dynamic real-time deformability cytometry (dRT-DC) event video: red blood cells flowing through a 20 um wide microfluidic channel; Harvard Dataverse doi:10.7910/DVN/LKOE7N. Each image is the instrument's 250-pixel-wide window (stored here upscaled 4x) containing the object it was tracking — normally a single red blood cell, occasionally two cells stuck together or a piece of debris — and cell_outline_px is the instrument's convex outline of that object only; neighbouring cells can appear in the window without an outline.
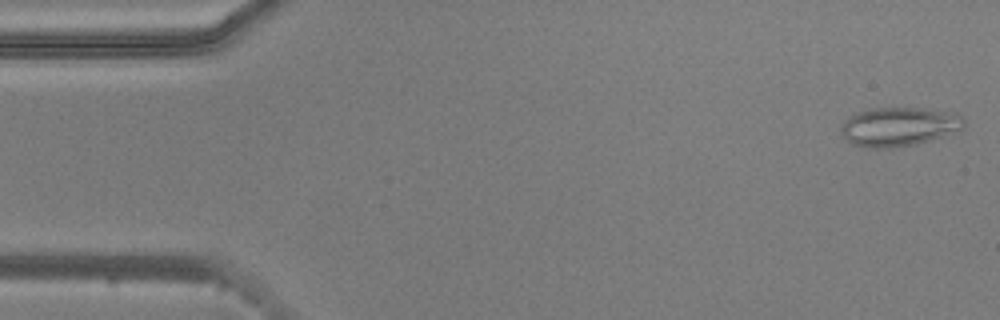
{"species": "common noctule bat (a hibernating species)", "species_latin": "Nyctalus noctula", "temperature_condition": "warm", "stored_images_in_passage": 9, "camera_frame_rate_fps": 3000, "um_per_image_px": 0.085, "animal": {"sex": "male", "body_mass_g": 20.5, "forearm_length_mm": 52.5}, "frame": {"image": 1, "passage_image": 1, "time_ms": 0.0, "image_size_px": [1000, 320], "cell_outline_px": [[964, 128], [916, 144], [888, 148], [872, 148], [852, 144], [844, 136], [840, 128], [844, 120], [848, 116], [872, 108], [924, 108], [956, 112], [964, 120]], "centroid_in_image_um": [76.4, 10.75], "position_along_channel_um": 8.6, "area_um2": 27.69}}